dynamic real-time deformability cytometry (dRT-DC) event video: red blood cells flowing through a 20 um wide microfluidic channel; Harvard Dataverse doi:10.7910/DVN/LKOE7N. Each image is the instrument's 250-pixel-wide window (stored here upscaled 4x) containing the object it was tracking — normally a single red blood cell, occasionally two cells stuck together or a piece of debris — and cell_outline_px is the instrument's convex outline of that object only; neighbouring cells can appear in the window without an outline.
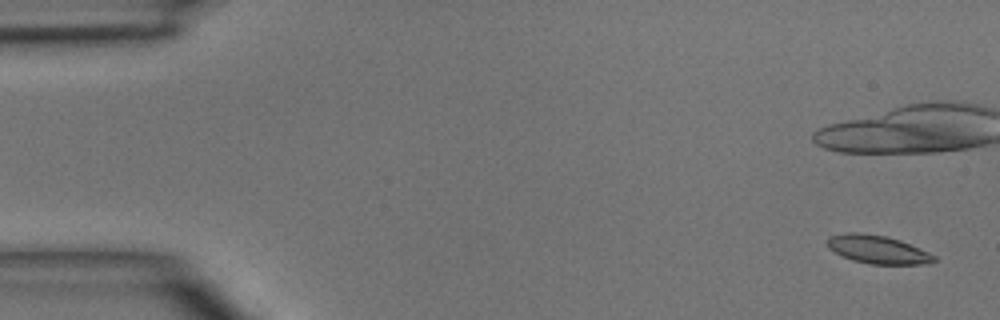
{"species": "common noctule bat (a hibernating species)", "species_latin": "Nyctalus noctula", "temperature_condition": "room temperature", "stored_images_in_passage": 5, "camera_frame_rate_fps": 3000, "um_per_image_px": 0.085, "animal": {"sex": "male", "body_mass_g": 15.6}, "frame": {"image": 1, "passage_image": 1, "time_ms": 0.0, "image_size_px": [1000, 320], "cell_outline_px": [[936, 260], [932, 264], [868, 264], [852, 260], [828, 248], [828, 236], [844, 232], [860, 232], [888, 236], [900, 240], [920, 248], [936, 256]], "centroid_in_image_um": [74.62, 21.2], "position_along_channel_um": 10.4, "area_um2": 17.74}}